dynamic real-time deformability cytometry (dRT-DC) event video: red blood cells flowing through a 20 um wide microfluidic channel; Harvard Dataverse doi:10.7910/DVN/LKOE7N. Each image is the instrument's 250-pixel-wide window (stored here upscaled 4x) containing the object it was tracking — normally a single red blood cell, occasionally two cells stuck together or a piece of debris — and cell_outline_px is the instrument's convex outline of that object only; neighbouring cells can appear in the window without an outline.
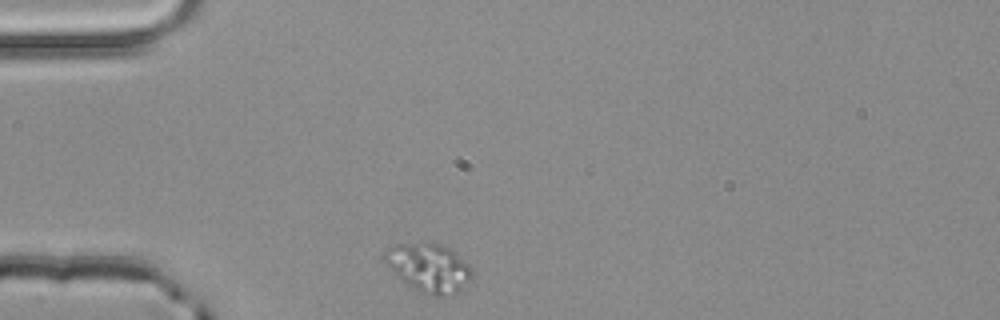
{"species": "common noctule bat (a hibernating species)", "species_latin": "Nyctalus noctula", "temperature_condition": "room temperature", "stored_images_in_passage": 1, "camera_frame_rate_fps": 3000, "um_per_image_px": 0.085, "animal": {"sex": "male", "body_mass_g": 20.4}, "frame": {"image": 1, "passage_image": 1, "time_ms": 0.0, "image_size_px": [1000, 320], "cell_outline_px": [[472, 280], [460, 292], [440, 296], [432, 296], [420, 292], [412, 288], [380, 260], [380, 256], [388, 248], [396, 244], [420, 240], [440, 244], [448, 248], [464, 260], [472, 268]], "centroid_in_image_um": [36.42, 22.73], "position_along_channel_um": 48.6, "area_um2": 25.43}}